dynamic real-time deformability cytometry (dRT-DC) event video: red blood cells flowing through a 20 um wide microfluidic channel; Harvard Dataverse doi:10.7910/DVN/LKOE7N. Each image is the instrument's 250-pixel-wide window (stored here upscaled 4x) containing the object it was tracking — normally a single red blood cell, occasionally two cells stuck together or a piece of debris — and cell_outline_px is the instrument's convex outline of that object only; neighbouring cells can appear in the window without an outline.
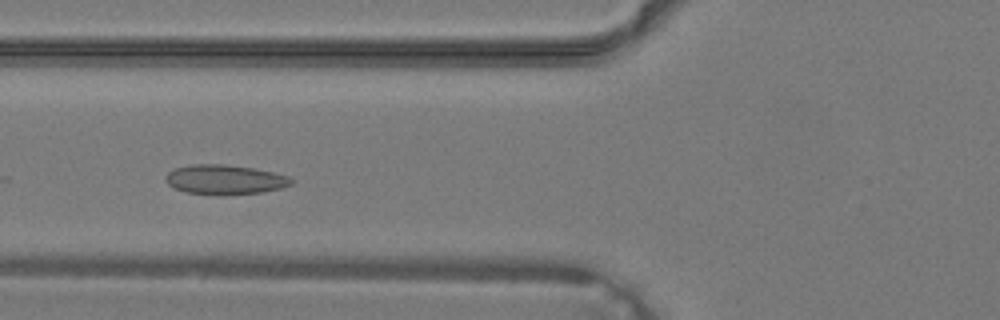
{"species": "common noctule bat (a hibernating species)", "species_latin": "Nyctalus noctula", "temperature_condition": "warm", "stored_images_in_passage": 21, "camera_frame_rate_fps": 3000, "um_per_image_px": 0.085, "animal": {"sex": "male", "body_mass_g": 19.2, "forearm_length_mm": 51.8}, "frame": {"image": 1, "passage_image": 12, "time_ms": 3.667, "image_size_px": [1000, 320], "cell_outline_px": [[296, 180], [292, 184], [280, 188], [260, 192], [184, 192], [168, 184], [164, 180], [164, 176], [168, 172], [176, 168], [192, 164], [224, 164], [252, 168], [272, 172], [288, 176]], "centroid_in_image_um": [19.11, 15.21], "position_along_channel_um": 106.7, "area_um2": 20.75}}
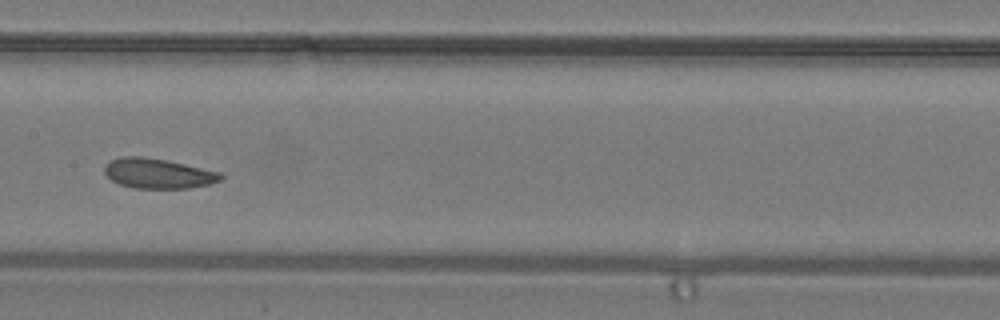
{"frame": {"image": 2, "passage_image": 17, "time_ms": 5.333, "image_size_px": [1000, 320], "cell_outline_px": [[224, 176], [220, 180], [208, 184], [188, 188], [136, 188], [120, 184], [112, 180], [104, 172], [104, 164], [120, 156], [144, 156], [168, 160], [220, 172]], "centroid_in_image_um": [13.42, 14.73], "position_along_channel_um": 194.0, "area_um2": 20.29}}
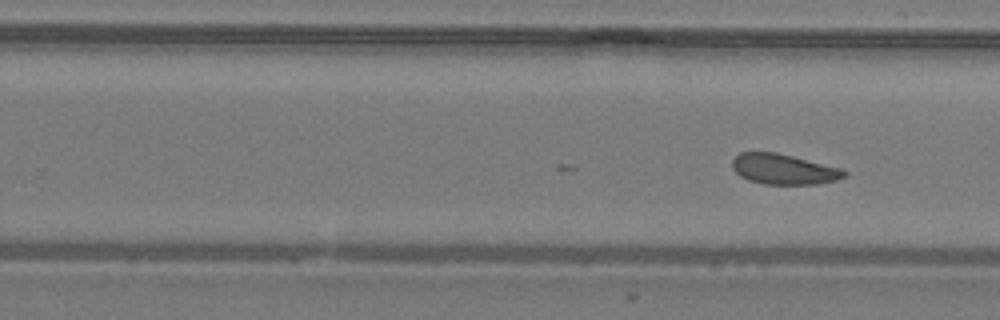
{"frame": {"image": 3, "passage_image": 21, "time_ms": 6.667, "image_size_px": [1000, 320], "cell_outline_px": [[848, 172], [844, 176], [836, 180], [816, 184], [764, 184], [748, 180], [740, 176], [732, 168], [732, 160], [740, 152], [776, 152], [844, 168]], "centroid_in_image_um": [66.63, 14.37], "position_along_channel_um": 263.2, "area_um2": 19.94}}